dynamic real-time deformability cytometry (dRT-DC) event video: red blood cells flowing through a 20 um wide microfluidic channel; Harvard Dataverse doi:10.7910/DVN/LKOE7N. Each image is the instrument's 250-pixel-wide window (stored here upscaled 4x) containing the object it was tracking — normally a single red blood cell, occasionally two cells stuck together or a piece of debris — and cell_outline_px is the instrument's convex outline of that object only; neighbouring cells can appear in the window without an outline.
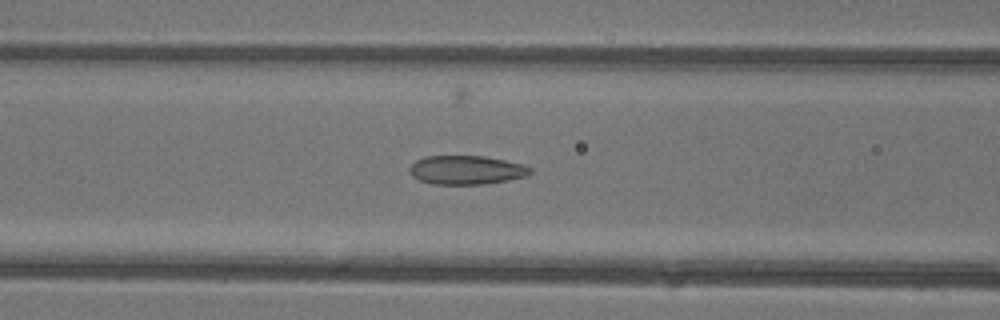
{"species": "common noctule bat (a hibernating species)", "species_latin": "Nyctalus noctula", "temperature_condition": "warm", "stored_images_in_passage": 46, "camera_frame_rate_fps": 3000, "um_per_image_px": 0.085, "animal": {"sex": "female"}, "frame": {"image": 1, "passage_image": 19, "time_ms": 6.0, "image_size_px": [1000, 320], "cell_outline_px": [[532, 172], [528, 176], [508, 180], [484, 184], [432, 184], [420, 180], [412, 176], [408, 172], [408, 168], [416, 160], [424, 156], [484, 156], [524, 164], [532, 168]], "centroid_in_image_um": [39.64, 14.45], "position_along_channel_um": 127.0, "area_um2": 20.46}}
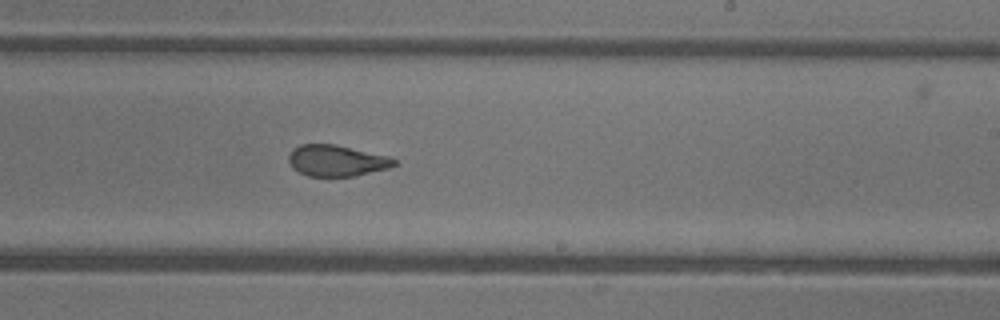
{"frame": {"image": 2, "passage_image": 28, "time_ms": 9.0, "image_size_px": [1000, 320], "cell_outline_px": [[396, 164], [388, 168], [356, 176], [308, 176], [292, 168], [288, 160], [288, 156], [292, 148], [300, 144], [336, 144], [388, 156], [396, 160]], "centroid_in_image_um": [28.58, 13.65], "position_along_channel_um": 260.4, "area_um2": 19.25}}
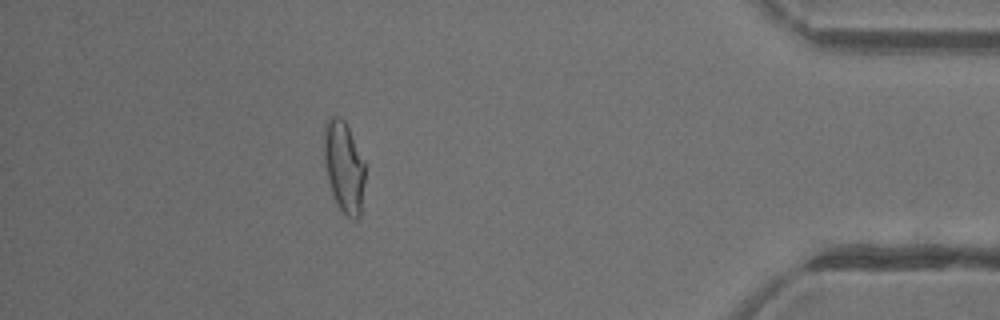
{"frame": {"image": 3, "passage_image": 41, "time_ms": 13.333, "image_size_px": [1000, 320], "cell_outline_px": [[364, 180], [360, 216], [356, 220], [348, 216], [336, 204], [332, 196], [328, 180], [324, 160], [324, 128], [328, 116], [340, 116], [344, 120], [364, 160]], "centroid_in_image_um": [29.21, 14.17], "position_along_channel_um": 406.0, "area_um2": 21.73}, "authors_computed_cell_mechanics": {"area_um2": 21.8195, "velocity_mm_per_s": 4.4636, "shape_relaxation_time_tau1_ms": null, "shape_relaxation_time_tau2_ms": 1.2212, "deformation_change_tau1": null, "deformation_change_tau2": 0.0797}}